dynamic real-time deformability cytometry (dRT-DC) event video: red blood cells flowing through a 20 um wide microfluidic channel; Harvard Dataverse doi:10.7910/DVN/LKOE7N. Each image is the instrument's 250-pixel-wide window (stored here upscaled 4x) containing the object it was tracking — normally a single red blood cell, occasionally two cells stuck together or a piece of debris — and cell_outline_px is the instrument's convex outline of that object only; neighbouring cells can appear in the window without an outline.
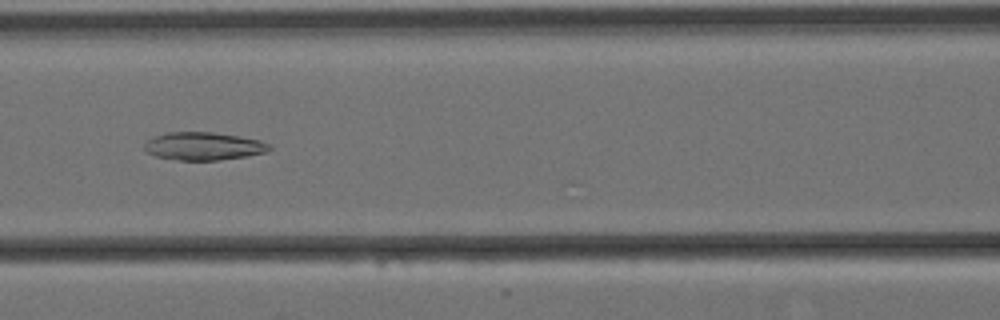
{"species": "Egyptian fruit bat (a non-hibernating species)", "species_latin": "Rousettus aegyptiacus", "temperature_condition": "cold", "stored_images_in_passage": 7, "camera_frame_rate_fps": 3000, "um_per_image_px": 0.085, "animal": {"sex": "female"}, "frame": {"image": 1, "passage_image": 7, "time_ms": 2.0, "image_size_px": [1000, 320], "cell_outline_px": [[272, 148], [264, 152], [248, 156], [216, 160], [180, 160], [156, 156], [148, 152], [144, 148], [144, 144], [152, 136], [168, 132], [212, 132], [240, 136], [260, 140], [272, 144]], "centroid_in_image_um": [17.32, 12.41], "position_along_channel_um": 149.3, "area_um2": 20.35}}